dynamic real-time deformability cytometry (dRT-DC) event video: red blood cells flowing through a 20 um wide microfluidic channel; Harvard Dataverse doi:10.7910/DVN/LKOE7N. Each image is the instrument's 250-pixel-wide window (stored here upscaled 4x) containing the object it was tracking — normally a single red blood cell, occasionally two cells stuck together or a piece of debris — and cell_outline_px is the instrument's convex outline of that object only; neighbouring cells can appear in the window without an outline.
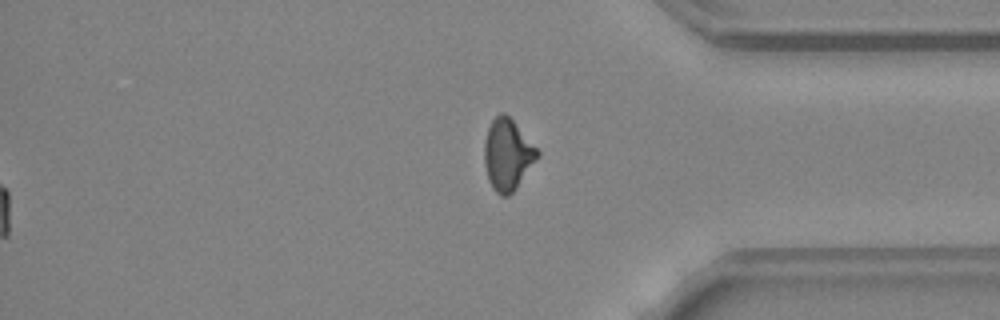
{"species": "common noctule bat (a hibernating species)", "species_latin": "Nyctalus noctula", "temperature_condition": "warm", "stored_images_in_passage": 48, "segment_of_instrument_passage": [2, 2], "camera_frame_rate_fps": 3000, "um_per_image_px": 0.085, "animal": {"sex": "female", "body_mass_g": 24.6, "forearm_length_mm": 56.2}, "frame": {"image": 1, "passage_image": 48, "time_ms": 15.667, "image_size_px": [1000, 320], "cell_outline_px": [[540, 156], [516, 188], [508, 196], [500, 196], [492, 188], [488, 180], [484, 164], [484, 140], [488, 128], [492, 120], [500, 112], [504, 112], [512, 120], [540, 152]], "centroid_in_image_um": [43.13, 13.16], "position_along_channel_um": 392.1, "area_um2": 22.02}}